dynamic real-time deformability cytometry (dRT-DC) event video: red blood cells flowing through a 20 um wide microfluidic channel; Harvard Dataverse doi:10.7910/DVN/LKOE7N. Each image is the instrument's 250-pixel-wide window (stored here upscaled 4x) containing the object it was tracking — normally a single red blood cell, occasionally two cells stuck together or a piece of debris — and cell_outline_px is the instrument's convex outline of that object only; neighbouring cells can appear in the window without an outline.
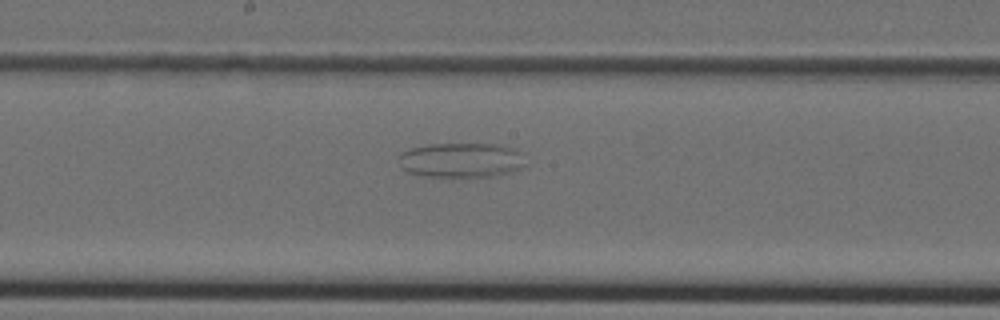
{"species": "Egyptian fruit bat (a non-hibernating species)", "species_latin": "Rousettus aegyptiacus", "temperature_condition": "cold", "stored_images_in_passage": 36, "camera_frame_rate_fps": 3000, "um_per_image_px": 0.085, "animal": {"sex": "female"}, "frame": {"image": 1, "passage_image": 15, "time_ms": 4.667, "image_size_px": [1000, 320], "cell_outline_px": [[528, 164], [520, 168], [508, 172], [492, 176], [424, 176], [408, 172], [400, 164], [400, 152], [412, 148], [428, 144], [500, 144], [524, 152]], "centroid_in_image_um": [39.27, 13.59], "position_along_channel_um": 208.9, "area_um2": 25.72}}
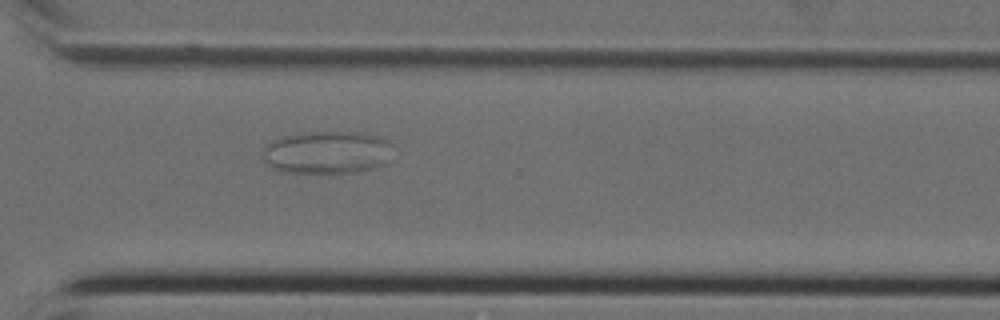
{"frame": {"image": 2, "passage_image": 24, "time_ms": 7.667, "image_size_px": [1000, 320], "cell_outline_px": [[392, 160], [388, 164], [376, 168], [360, 172], [284, 172], [272, 168], [264, 160], [260, 152], [264, 144], [272, 140], [284, 136], [304, 132], [356, 132], [376, 136], [388, 140]], "centroid_in_image_um": [27.79, 12.96], "position_along_channel_um": 342.8, "area_um2": 32.83}}
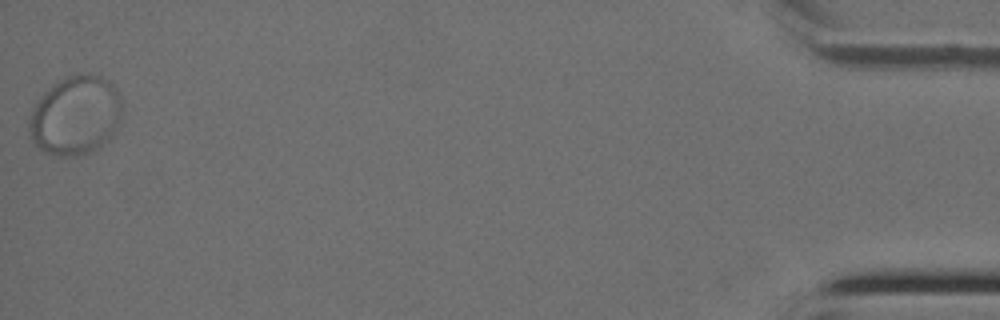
{"frame": {"image": 3, "passage_image": 36, "time_ms": 11.667, "image_size_px": [1000, 320], "cell_outline_px": [[124, 108], [120, 120], [108, 140], [100, 148], [76, 156], [56, 156], [40, 148], [32, 140], [28, 128], [28, 120], [32, 108], [40, 96], [52, 84], [76, 72], [88, 72], [100, 76], [108, 80], [116, 88], [120, 96]], "centroid_in_image_um": [6.43, 9.78], "position_along_channel_um": 428.8, "area_um2": 43.41}}